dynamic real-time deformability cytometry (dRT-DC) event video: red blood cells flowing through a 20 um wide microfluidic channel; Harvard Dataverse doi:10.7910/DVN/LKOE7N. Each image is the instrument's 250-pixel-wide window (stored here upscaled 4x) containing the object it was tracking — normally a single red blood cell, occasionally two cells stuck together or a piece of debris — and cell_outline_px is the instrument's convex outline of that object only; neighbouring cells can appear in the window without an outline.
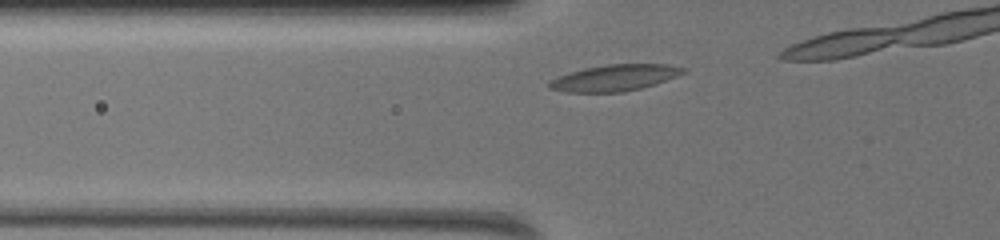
{"species": "common noctule bat (a hibernating species)", "species_latin": "Nyctalus noctula", "temperature_condition": "warm", "stored_images_in_passage": 10, "camera_frame_rate_fps": 3000, "um_per_image_px": 0.085, "animal": {"sex": "female", "body_mass_g": 19.5, "forearm_length_mm": 54.1}, "frame": {"image": 1, "passage_image": 4, "time_ms": 1.0, "image_size_px": [1000, 240], "cell_outline_px": [[684, 72], [676, 76], [656, 84], [624, 92], [564, 92], [548, 88], [548, 80], [584, 68], [608, 64], [668, 64], [684, 68]], "centroid_in_image_um": [52.22, 6.62], "position_along_channel_um": 73.6, "area_um2": 20.4}}
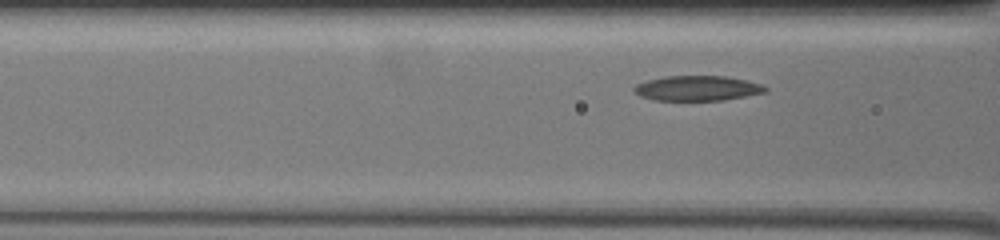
{"frame": {"image": 2, "passage_image": 7, "time_ms": 2.0, "image_size_px": [1000, 240], "cell_outline_px": [[768, 92], [724, 100], [652, 100], [640, 96], [632, 88], [636, 84], [648, 80], [664, 76], [728, 76], [760, 84], [768, 88]], "centroid_in_image_um": [59.28, 7.5], "position_along_channel_um": 107.3, "area_um2": 19.13}}